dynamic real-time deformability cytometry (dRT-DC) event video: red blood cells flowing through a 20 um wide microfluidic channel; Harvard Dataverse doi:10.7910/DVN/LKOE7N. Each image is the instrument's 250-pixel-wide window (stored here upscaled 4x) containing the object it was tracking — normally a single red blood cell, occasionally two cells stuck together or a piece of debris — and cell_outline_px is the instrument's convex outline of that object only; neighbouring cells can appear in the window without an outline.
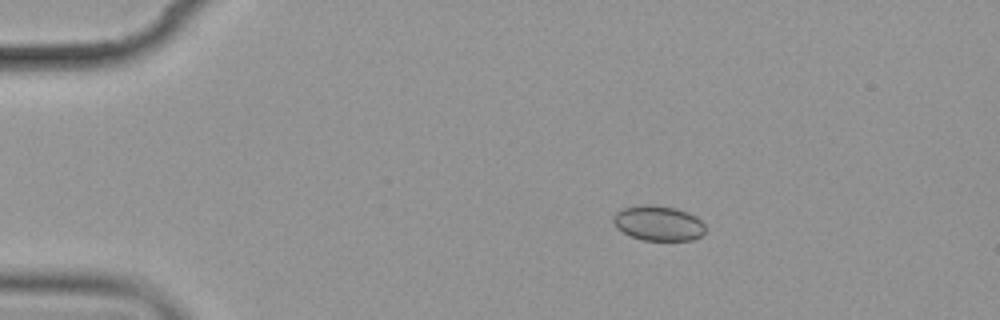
{"species": "common noctule bat (a hibernating species)", "species_latin": "Nyctalus noctula", "temperature_condition": "cold", "stored_images_in_passage": 4, "camera_frame_rate_fps": 3000, "um_per_image_px": 0.085, "animal": {"sex": "female", "body_mass_g": 19.9}, "frame": {"image": 1, "passage_image": 3, "time_ms": 2.333, "image_size_px": [1000, 320], "cell_outline_px": [[704, 232], [700, 236], [692, 240], [644, 240], [632, 236], [616, 228], [612, 220], [612, 216], [616, 212], [624, 208], [644, 204], [648, 204], [676, 208], [688, 212], [696, 216], [704, 224]], "centroid_in_image_um": [55.95, 18.96], "position_along_channel_um": 29.1, "area_um2": 18.73}}